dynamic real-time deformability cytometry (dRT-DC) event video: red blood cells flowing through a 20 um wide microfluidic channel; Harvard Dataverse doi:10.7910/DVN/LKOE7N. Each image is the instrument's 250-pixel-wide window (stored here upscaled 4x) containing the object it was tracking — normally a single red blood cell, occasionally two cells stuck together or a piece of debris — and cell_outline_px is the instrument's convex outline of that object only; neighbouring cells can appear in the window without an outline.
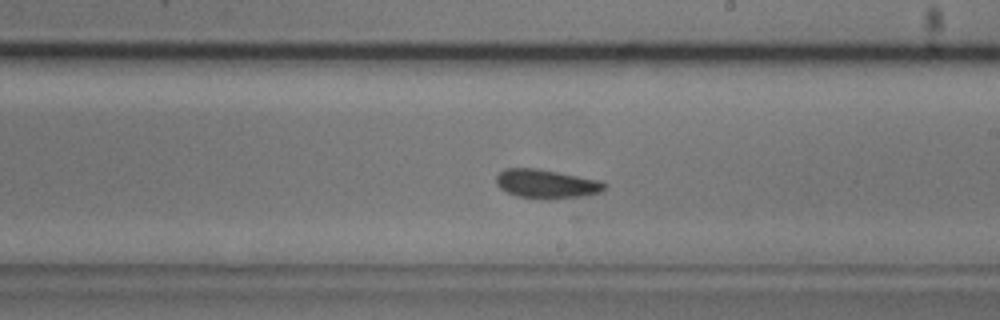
{"species": "common noctule bat (a hibernating species)", "species_latin": "Nyctalus noctula", "temperature_condition": "cold", "stored_images_in_passage": 26, "camera_frame_rate_fps": 3000, "um_per_image_px": 0.085, "animal": {"sex": "male", "body_mass_g": 20.5, "forearm_length_mm": 52.5}, "frame": {"image": 1, "passage_image": 16, "time_ms": 5.0, "image_size_px": [1000, 320], "cell_outline_px": [[608, 188], [604, 192], [580, 200], [544, 200], [516, 196], [500, 188], [496, 184], [496, 176], [504, 168], [540, 168], [604, 180], [608, 184]], "centroid_in_image_um": [46.64, 15.67], "position_along_channel_um": 242.4, "area_um2": 19.77}}